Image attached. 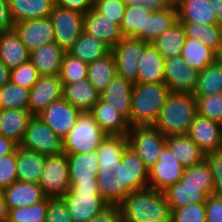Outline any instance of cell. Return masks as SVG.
Instances as JSON below:
<instances>
[{
    "mask_svg": "<svg viewBox=\"0 0 222 222\" xmlns=\"http://www.w3.org/2000/svg\"><path fill=\"white\" fill-rule=\"evenodd\" d=\"M8 210L31 206L43 201L47 196L38 183L17 180L3 190Z\"/></svg>",
    "mask_w": 222,
    "mask_h": 222,
    "instance_id": "cell-23",
    "label": "cell"
},
{
    "mask_svg": "<svg viewBox=\"0 0 222 222\" xmlns=\"http://www.w3.org/2000/svg\"><path fill=\"white\" fill-rule=\"evenodd\" d=\"M104 1L105 0H89L92 8H94L95 6H97L98 4H100L101 2H104Z\"/></svg>",
    "mask_w": 222,
    "mask_h": 222,
    "instance_id": "cell-61",
    "label": "cell"
},
{
    "mask_svg": "<svg viewBox=\"0 0 222 222\" xmlns=\"http://www.w3.org/2000/svg\"><path fill=\"white\" fill-rule=\"evenodd\" d=\"M196 115L197 102L193 94L170 92L153 127L166 137L187 134Z\"/></svg>",
    "mask_w": 222,
    "mask_h": 222,
    "instance_id": "cell-4",
    "label": "cell"
},
{
    "mask_svg": "<svg viewBox=\"0 0 222 222\" xmlns=\"http://www.w3.org/2000/svg\"><path fill=\"white\" fill-rule=\"evenodd\" d=\"M217 15V21L222 26V0H209Z\"/></svg>",
    "mask_w": 222,
    "mask_h": 222,
    "instance_id": "cell-60",
    "label": "cell"
},
{
    "mask_svg": "<svg viewBox=\"0 0 222 222\" xmlns=\"http://www.w3.org/2000/svg\"><path fill=\"white\" fill-rule=\"evenodd\" d=\"M88 64L65 53L61 64L59 78L62 84L74 83L87 78Z\"/></svg>",
    "mask_w": 222,
    "mask_h": 222,
    "instance_id": "cell-42",
    "label": "cell"
},
{
    "mask_svg": "<svg viewBox=\"0 0 222 222\" xmlns=\"http://www.w3.org/2000/svg\"><path fill=\"white\" fill-rule=\"evenodd\" d=\"M222 125L218 122L196 115L187 135L206 154L219 151Z\"/></svg>",
    "mask_w": 222,
    "mask_h": 222,
    "instance_id": "cell-19",
    "label": "cell"
},
{
    "mask_svg": "<svg viewBox=\"0 0 222 222\" xmlns=\"http://www.w3.org/2000/svg\"><path fill=\"white\" fill-rule=\"evenodd\" d=\"M73 222H89L108 204L100 193H66L60 197Z\"/></svg>",
    "mask_w": 222,
    "mask_h": 222,
    "instance_id": "cell-16",
    "label": "cell"
},
{
    "mask_svg": "<svg viewBox=\"0 0 222 222\" xmlns=\"http://www.w3.org/2000/svg\"><path fill=\"white\" fill-rule=\"evenodd\" d=\"M152 12L140 6H126L121 30L125 38L145 41L147 18Z\"/></svg>",
    "mask_w": 222,
    "mask_h": 222,
    "instance_id": "cell-37",
    "label": "cell"
},
{
    "mask_svg": "<svg viewBox=\"0 0 222 222\" xmlns=\"http://www.w3.org/2000/svg\"><path fill=\"white\" fill-rule=\"evenodd\" d=\"M164 61L163 56L150 43L139 57L135 84L165 83Z\"/></svg>",
    "mask_w": 222,
    "mask_h": 222,
    "instance_id": "cell-24",
    "label": "cell"
},
{
    "mask_svg": "<svg viewBox=\"0 0 222 222\" xmlns=\"http://www.w3.org/2000/svg\"><path fill=\"white\" fill-rule=\"evenodd\" d=\"M186 40V33L183 24L177 20L161 36H158L151 43L166 60L181 55Z\"/></svg>",
    "mask_w": 222,
    "mask_h": 222,
    "instance_id": "cell-33",
    "label": "cell"
},
{
    "mask_svg": "<svg viewBox=\"0 0 222 222\" xmlns=\"http://www.w3.org/2000/svg\"><path fill=\"white\" fill-rule=\"evenodd\" d=\"M62 85V97L76 107L81 113L91 112L93 106L100 99V93L87 78L78 82Z\"/></svg>",
    "mask_w": 222,
    "mask_h": 222,
    "instance_id": "cell-27",
    "label": "cell"
},
{
    "mask_svg": "<svg viewBox=\"0 0 222 222\" xmlns=\"http://www.w3.org/2000/svg\"><path fill=\"white\" fill-rule=\"evenodd\" d=\"M3 110L2 106H1V103H0V112Z\"/></svg>",
    "mask_w": 222,
    "mask_h": 222,
    "instance_id": "cell-65",
    "label": "cell"
},
{
    "mask_svg": "<svg viewBox=\"0 0 222 222\" xmlns=\"http://www.w3.org/2000/svg\"><path fill=\"white\" fill-rule=\"evenodd\" d=\"M13 30L29 52L55 42V33L50 17L16 22L13 25Z\"/></svg>",
    "mask_w": 222,
    "mask_h": 222,
    "instance_id": "cell-13",
    "label": "cell"
},
{
    "mask_svg": "<svg viewBox=\"0 0 222 222\" xmlns=\"http://www.w3.org/2000/svg\"><path fill=\"white\" fill-rule=\"evenodd\" d=\"M170 90L165 83L134 84L129 123L153 126Z\"/></svg>",
    "mask_w": 222,
    "mask_h": 222,
    "instance_id": "cell-5",
    "label": "cell"
},
{
    "mask_svg": "<svg viewBox=\"0 0 222 222\" xmlns=\"http://www.w3.org/2000/svg\"><path fill=\"white\" fill-rule=\"evenodd\" d=\"M10 81V69L0 61V89Z\"/></svg>",
    "mask_w": 222,
    "mask_h": 222,
    "instance_id": "cell-59",
    "label": "cell"
},
{
    "mask_svg": "<svg viewBox=\"0 0 222 222\" xmlns=\"http://www.w3.org/2000/svg\"><path fill=\"white\" fill-rule=\"evenodd\" d=\"M55 5L86 14L92 9L89 0H55Z\"/></svg>",
    "mask_w": 222,
    "mask_h": 222,
    "instance_id": "cell-54",
    "label": "cell"
},
{
    "mask_svg": "<svg viewBox=\"0 0 222 222\" xmlns=\"http://www.w3.org/2000/svg\"><path fill=\"white\" fill-rule=\"evenodd\" d=\"M176 21L177 10L175 4L165 11L152 12L147 18L145 41L151 43L158 36L166 32Z\"/></svg>",
    "mask_w": 222,
    "mask_h": 222,
    "instance_id": "cell-40",
    "label": "cell"
},
{
    "mask_svg": "<svg viewBox=\"0 0 222 222\" xmlns=\"http://www.w3.org/2000/svg\"><path fill=\"white\" fill-rule=\"evenodd\" d=\"M89 222H123L119 205H108Z\"/></svg>",
    "mask_w": 222,
    "mask_h": 222,
    "instance_id": "cell-52",
    "label": "cell"
},
{
    "mask_svg": "<svg viewBox=\"0 0 222 222\" xmlns=\"http://www.w3.org/2000/svg\"><path fill=\"white\" fill-rule=\"evenodd\" d=\"M171 210L190 204H205L213 194V177L206 160L185 168L180 182L163 191Z\"/></svg>",
    "mask_w": 222,
    "mask_h": 222,
    "instance_id": "cell-2",
    "label": "cell"
},
{
    "mask_svg": "<svg viewBox=\"0 0 222 222\" xmlns=\"http://www.w3.org/2000/svg\"><path fill=\"white\" fill-rule=\"evenodd\" d=\"M46 157L36 151L17 145L16 167L18 180L39 183Z\"/></svg>",
    "mask_w": 222,
    "mask_h": 222,
    "instance_id": "cell-30",
    "label": "cell"
},
{
    "mask_svg": "<svg viewBox=\"0 0 222 222\" xmlns=\"http://www.w3.org/2000/svg\"><path fill=\"white\" fill-rule=\"evenodd\" d=\"M218 58L222 61V48H221V51L218 54Z\"/></svg>",
    "mask_w": 222,
    "mask_h": 222,
    "instance_id": "cell-64",
    "label": "cell"
},
{
    "mask_svg": "<svg viewBox=\"0 0 222 222\" xmlns=\"http://www.w3.org/2000/svg\"><path fill=\"white\" fill-rule=\"evenodd\" d=\"M14 22L9 14L8 0H0V32L13 29Z\"/></svg>",
    "mask_w": 222,
    "mask_h": 222,
    "instance_id": "cell-55",
    "label": "cell"
},
{
    "mask_svg": "<svg viewBox=\"0 0 222 222\" xmlns=\"http://www.w3.org/2000/svg\"><path fill=\"white\" fill-rule=\"evenodd\" d=\"M128 145L135 150L150 169L166 145V136L153 126H131L127 134Z\"/></svg>",
    "mask_w": 222,
    "mask_h": 222,
    "instance_id": "cell-8",
    "label": "cell"
},
{
    "mask_svg": "<svg viewBox=\"0 0 222 222\" xmlns=\"http://www.w3.org/2000/svg\"><path fill=\"white\" fill-rule=\"evenodd\" d=\"M55 0H8L9 14L14 23L49 17Z\"/></svg>",
    "mask_w": 222,
    "mask_h": 222,
    "instance_id": "cell-31",
    "label": "cell"
},
{
    "mask_svg": "<svg viewBox=\"0 0 222 222\" xmlns=\"http://www.w3.org/2000/svg\"><path fill=\"white\" fill-rule=\"evenodd\" d=\"M67 193H100V189L97 182L70 183V190Z\"/></svg>",
    "mask_w": 222,
    "mask_h": 222,
    "instance_id": "cell-56",
    "label": "cell"
},
{
    "mask_svg": "<svg viewBox=\"0 0 222 222\" xmlns=\"http://www.w3.org/2000/svg\"><path fill=\"white\" fill-rule=\"evenodd\" d=\"M205 160L213 177V194L222 196V153L220 151L208 153Z\"/></svg>",
    "mask_w": 222,
    "mask_h": 222,
    "instance_id": "cell-49",
    "label": "cell"
},
{
    "mask_svg": "<svg viewBox=\"0 0 222 222\" xmlns=\"http://www.w3.org/2000/svg\"><path fill=\"white\" fill-rule=\"evenodd\" d=\"M222 93V61L217 58L199 72L194 96H208Z\"/></svg>",
    "mask_w": 222,
    "mask_h": 222,
    "instance_id": "cell-39",
    "label": "cell"
},
{
    "mask_svg": "<svg viewBox=\"0 0 222 222\" xmlns=\"http://www.w3.org/2000/svg\"><path fill=\"white\" fill-rule=\"evenodd\" d=\"M164 75L170 92L193 94L199 72L189 67L181 56H176L164 61Z\"/></svg>",
    "mask_w": 222,
    "mask_h": 222,
    "instance_id": "cell-14",
    "label": "cell"
},
{
    "mask_svg": "<svg viewBox=\"0 0 222 222\" xmlns=\"http://www.w3.org/2000/svg\"><path fill=\"white\" fill-rule=\"evenodd\" d=\"M8 213H9V210L5 202L4 193H3V190L0 189V222L8 221Z\"/></svg>",
    "mask_w": 222,
    "mask_h": 222,
    "instance_id": "cell-58",
    "label": "cell"
},
{
    "mask_svg": "<svg viewBox=\"0 0 222 222\" xmlns=\"http://www.w3.org/2000/svg\"><path fill=\"white\" fill-rule=\"evenodd\" d=\"M70 183L97 182L99 161L95 151L67 154Z\"/></svg>",
    "mask_w": 222,
    "mask_h": 222,
    "instance_id": "cell-26",
    "label": "cell"
},
{
    "mask_svg": "<svg viewBox=\"0 0 222 222\" xmlns=\"http://www.w3.org/2000/svg\"><path fill=\"white\" fill-rule=\"evenodd\" d=\"M117 74L112 52L88 64L87 79L101 93Z\"/></svg>",
    "mask_w": 222,
    "mask_h": 222,
    "instance_id": "cell-36",
    "label": "cell"
},
{
    "mask_svg": "<svg viewBox=\"0 0 222 222\" xmlns=\"http://www.w3.org/2000/svg\"><path fill=\"white\" fill-rule=\"evenodd\" d=\"M126 6H133V0H121Z\"/></svg>",
    "mask_w": 222,
    "mask_h": 222,
    "instance_id": "cell-62",
    "label": "cell"
},
{
    "mask_svg": "<svg viewBox=\"0 0 222 222\" xmlns=\"http://www.w3.org/2000/svg\"><path fill=\"white\" fill-rule=\"evenodd\" d=\"M219 151L222 153V130L220 134V145H219Z\"/></svg>",
    "mask_w": 222,
    "mask_h": 222,
    "instance_id": "cell-63",
    "label": "cell"
},
{
    "mask_svg": "<svg viewBox=\"0 0 222 222\" xmlns=\"http://www.w3.org/2000/svg\"><path fill=\"white\" fill-rule=\"evenodd\" d=\"M125 8L126 5L121 0H105L94 7L97 12L105 15L119 26L122 24Z\"/></svg>",
    "mask_w": 222,
    "mask_h": 222,
    "instance_id": "cell-48",
    "label": "cell"
},
{
    "mask_svg": "<svg viewBox=\"0 0 222 222\" xmlns=\"http://www.w3.org/2000/svg\"><path fill=\"white\" fill-rule=\"evenodd\" d=\"M81 112L63 97L37 116L62 139L74 127Z\"/></svg>",
    "mask_w": 222,
    "mask_h": 222,
    "instance_id": "cell-15",
    "label": "cell"
},
{
    "mask_svg": "<svg viewBox=\"0 0 222 222\" xmlns=\"http://www.w3.org/2000/svg\"><path fill=\"white\" fill-rule=\"evenodd\" d=\"M110 51L111 48L103 41L82 32L67 52L73 57L89 64L105 56Z\"/></svg>",
    "mask_w": 222,
    "mask_h": 222,
    "instance_id": "cell-34",
    "label": "cell"
},
{
    "mask_svg": "<svg viewBox=\"0 0 222 222\" xmlns=\"http://www.w3.org/2000/svg\"><path fill=\"white\" fill-rule=\"evenodd\" d=\"M171 211V222H206L205 204L193 203Z\"/></svg>",
    "mask_w": 222,
    "mask_h": 222,
    "instance_id": "cell-46",
    "label": "cell"
},
{
    "mask_svg": "<svg viewBox=\"0 0 222 222\" xmlns=\"http://www.w3.org/2000/svg\"><path fill=\"white\" fill-rule=\"evenodd\" d=\"M206 222H222V196L210 195L205 202Z\"/></svg>",
    "mask_w": 222,
    "mask_h": 222,
    "instance_id": "cell-51",
    "label": "cell"
},
{
    "mask_svg": "<svg viewBox=\"0 0 222 222\" xmlns=\"http://www.w3.org/2000/svg\"><path fill=\"white\" fill-rule=\"evenodd\" d=\"M175 0H133V6H140L150 12H160L171 8Z\"/></svg>",
    "mask_w": 222,
    "mask_h": 222,
    "instance_id": "cell-53",
    "label": "cell"
},
{
    "mask_svg": "<svg viewBox=\"0 0 222 222\" xmlns=\"http://www.w3.org/2000/svg\"><path fill=\"white\" fill-rule=\"evenodd\" d=\"M150 42L135 38H123L116 46L111 48L116 63L117 75L124 77L132 83L137 82L138 62L141 52Z\"/></svg>",
    "mask_w": 222,
    "mask_h": 222,
    "instance_id": "cell-11",
    "label": "cell"
},
{
    "mask_svg": "<svg viewBox=\"0 0 222 222\" xmlns=\"http://www.w3.org/2000/svg\"><path fill=\"white\" fill-rule=\"evenodd\" d=\"M65 53L63 48L53 42L31 51L29 60L40 76L59 75Z\"/></svg>",
    "mask_w": 222,
    "mask_h": 222,
    "instance_id": "cell-25",
    "label": "cell"
},
{
    "mask_svg": "<svg viewBox=\"0 0 222 222\" xmlns=\"http://www.w3.org/2000/svg\"><path fill=\"white\" fill-rule=\"evenodd\" d=\"M17 180L15 148L12 153L0 157V189L4 190Z\"/></svg>",
    "mask_w": 222,
    "mask_h": 222,
    "instance_id": "cell-47",
    "label": "cell"
},
{
    "mask_svg": "<svg viewBox=\"0 0 222 222\" xmlns=\"http://www.w3.org/2000/svg\"><path fill=\"white\" fill-rule=\"evenodd\" d=\"M197 114L222 125V93L195 96Z\"/></svg>",
    "mask_w": 222,
    "mask_h": 222,
    "instance_id": "cell-44",
    "label": "cell"
},
{
    "mask_svg": "<svg viewBox=\"0 0 222 222\" xmlns=\"http://www.w3.org/2000/svg\"><path fill=\"white\" fill-rule=\"evenodd\" d=\"M95 152L96 180L108 205H119L130 192L148 188L149 169L128 145L127 136H106Z\"/></svg>",
    "mask_w": 222,
    "mask_h": 222,
    "instance_id": "cell-1",
    "label": "cell"
},
{
    "mask_svg": "<svg viewBox=\"0 0 222 222\" xmlns=\"http://www.w3.org/2000/svg\"><path fill=\"white\" fill-rule=\"evenodd\" d=\"M45 222H73L64 202L60 198L48 197Z\"/></svg>",
    "mask_w": 222,
    "mask_h": 222,
    "instance_id": "cell-50",
    "label": "cell"
},
{
    "mask_svg": "<svg viewBox=\"0 0 222 222\" xmlns=\"http://www.w3.org/2000/svg\"><path fill=\"white\" fill-rule=\"evenodd\" d=\"M38 184L50 198H60L70 190L66 153L46 157Z\"/></svg>",
    "mask_w": 222,
    "mask_h": 222,
    "instance_id": "cell-9",
    "label": "cell"
},
{
    "mask_svg": "<svg viewBox=\"0 0 222 222\" xmlns=\"http://www.w3.org/2000/svg\"><path fill=\"white\" fill-rule=\"evenodd\" d=\"M30 52L12 29L0 39V61L10 70L29 61Z\"/></svg>",
    "mask_w": 222,
    "mask_h": 222,
    "instance_id": "cell-32",
    "label": "cell"
},
{
    "mask_svg": "<svg viewBox=\"0 0 222 222\" xmlns=\"http://www.w3.org/2000/svg\"><path fill=\"white\" fill-rule=\"evenodd\" d=\"M62 89L59 75L40 76L30 89L28 111L37 116L52 102L62 98Z\"/></svg>",
    "mask_w": 222,
    "mask_h": 222,
    "instance_id": "cell-17",
    "label": "cell"
},
{
    "mask_svg": "<svg viewBox=\"0 0 222 222\" xmlns=\"http://www.w3.org/2000/svg\"><path fill=\"white\" fill-rule=\"evenodd\" d=\"M84 15L75 10H69L54 5L50 18L55 33V43L66 52L73 46L83 32Z\"/></svg>",
    "mask_w": 222,
    "mask_h": 222,
    "instance_id": "cell-10",
    "label": "cell"
},
{
    "mask_svg": "<svg viewBox=\"0 0 222 222\" xmlns=\"http://www.w3.org/2000/svg\"><path fill=\"white\" fill-rule=\"evenodd\" d=\"M185 167L177 161L167 145L161 150L158 161L149 169L148 188L163 192L180 182Z\"/></svg>",
    "mask_w": 222,
    "mask_h": 222,
    "instance_id": "cell-12",
    "label": "cell"
},
{
    "mask_svg": "<svg viewBox=\"0 0 222 222\" xmlns=\"http://www.w3.org/2000/svg\"><path fill=\"white\" fill-rule=\"evenodd\" d=\"M19 146L36 151L44 156L60 155L64 153L63 139L38 116H33L29 121Z\"/></svg>",
    "mask_w": 222,
    "mask_h": 222,
    "instance_id": "cell-7",
    "label": "cell"
},
{
    "mask_svg": "<svg viewBox=\"0 0 222 222\" xmlns=\"http://www.w3.org/2000/svg\"><path fill=\"white\" fill-rule=\"evenodd\" d=\"M107 136H127L131 125L117 109L99 99L90 112Z\"/></svg>",
    "mask_w": 222,
    "mask_h": 222,
    "instance_id": "cell-20",
    "label": "cell"
},
{
    "mask_svg": "<svg viewBox=\"0 0 222 222\" xmlns=\"http://www.w3.org/2000/svg\"><path fill=\"white\" fill-rule=\"evenodd\" d=\"M180 56L189 67L198 72L218 58V54L213 49L192 38H186Z\"/></svg>",
    "mask_w": 222,
    "mask_h": 222,
    "instance_id": "cell-35",
    "label": "cell"
},
{
    "mask_svg": "<svg viewBox=\"0 0 222 222\" xmlns=\"http://www.w3.org/2000/svg\"><path fill=\"white\" fill-rule=\"evenodd\" d=\"M33 115L24 109H3L0 112V135L19 145Z\"/></svg>",
    "mask_w": 222,
    "mask_h": 222,
    "instance_id": "cell-28",
    "label": "cell"
},
{
    "mask_svg": "<svg viewBox=\"0 0 222 222\" xmlns=\"http://www.w3.org/2000/svg\"><path fill=\"white\" fill-rule=\"evenodd\" d=\"M48 197L31 206L10 209L7 222H45Z\"/></svg>",
    "mask_w": 222,
    "mask_h": 222,
    "instance_id": "cell-43",
    "label": "cell"
},
{
    "mask_svg": "<svg viewBox=\"0 0 222 222\" xmlns=\"http://www.w3.org/2000/svg\"><path fill=\"white\" fill-rule=\"evenodd\" d=\"M182 24L185 29L186 38L198 40L219 54L222 48V26L219 24L203 25L201 23Z\"/></svg>",
    "mask_w": 222,
    "mask_h": 222,
    "instance_id": "cell-38",
    "label": "cell"
},
{
    "mask_svg": "<svg viewBox=\"0 0 222 222\" xmlns=\"http://www.w3.org/2000/svg\"><path fill=\"white\" fill-rule=\"evenodd\" d=\"M123 222H171V208L163 192L145 188L130 192L119 204Z\"/></svg>",
    "mask_w": 222,
    "mask_h": 222,
    "instance_id": "cell-3",
    "label": "cell"
},
{
    "mask_svg": "<svg viewBox=\"0 0 222 222\" xmlns=\"http://www.w3.org/2000/svg\"><path fill=\"white\" fill-rule=\"evenodd\" d=\"M177 20L181 23L219 24L209 0H175Z\"/></svg>",
    "mask_w": 222,
    "mask_h": 222,
    "instance_id": "cell-21",
    "label": "cell"
},
{
    "mask_svg": "<svg viewBox=\"0 0 222 222\" xmlns=\"http://www.w3.org/2000/svg\"><path fill=\"white\" fill-rule=\"evenodd\" d=\"M16 147L17 144L14 143L11 139L0 135V157L12 153Z\"/></svg>",
    "mask_w": 222,
    "mask_h": 222,
    "instance_id": "cell-57",
    "label": "cell"
},
{
    "mask_svg": "<svg viewBox=\"0 0 222 222\" xmlns=\"http://www.w3.org/2000/svg\"><path fill=\"white\" fill-rule=\"evenodd\" d=\"M107 135L102 131L90 112H82L74 127L63 138L66 154L95 151Z\"/></svg>",
    "mask_w": 222,
    "mask_h": 222,
    "instance_id": "cell-6",
    "label": "cell"
},
{
    "mask_svg": "<svg viewBox=\"0 0 222 222\" xmlns=\"http://www.w3.org/2000/svg\"><path fill=\"white\" fill-rule=\"evenodd\" d=\"M166 145L185 168L197 165L206 158L205 153L187 134L167 136Z\"/></svg>",
    "mask_w": 222,
    "mask_h": 222,
    "instance_id": "cell-29",
    "label": "cell"
},
{
    "mask_svg": "<svg viewBox=\"0 0 222 222\" xmlns=\"http://www.w3.org/2000/svg\"><path fill=\"white\" fill-rule=\"evenodd\" d=\"M133 87L134 83L116 74L107 88L100 93V99L117 109L129 121Z\"/></svg>",
    "mask_w": 222,
    "mask_h": 222,
    "instance_id": "cell-22",
    "label": "cell"
},
{
    "mask_svg": "<svg viewBox=\"0 0 222 222\" xmlns=\"http://www.w3.org/2000/svg\"><path fill=\"white\" fill-rule=\"evenodd\" d=\"M83 32L103 41L110 48L116 46L124 38L121 26L94 8L84 15Z\"/></svg>",
    "mask_w": 222,
    "mask_h": 222,
    "instance_id": "cell-18",
    "label": "cell"
},
{
    "mask_svg": "<svg viewBox=\"0 0 222 222\" xmlns=\"http://www.w3.org/2000/svg\"><path fill=\"white\" fill-rule=\"evenodd\" d=\"M39 77L38 70L30 60L10 70V82L28 89L33 87Z\"/></svg>",
    "mask_w": 222,
    "mask_h": 222,
    "instance_id": "cell-45",
    "label": "cell"
},
{
    "mask_svg": "<svg viewBox=\"0 0 222 222\" xmlns=\"http://www.w3.org/2000/svg\"><path fill=\"white\" fill-rule=\"evenodd\" d=\"M30 89L10 81L0 89V103L3 109L28 110Z\"/></svg>",
    "mask_w": 222,
    "mask_h": 222,
    "instance_id": "cell-41",
    "label": "cell"
}]
</instances>
